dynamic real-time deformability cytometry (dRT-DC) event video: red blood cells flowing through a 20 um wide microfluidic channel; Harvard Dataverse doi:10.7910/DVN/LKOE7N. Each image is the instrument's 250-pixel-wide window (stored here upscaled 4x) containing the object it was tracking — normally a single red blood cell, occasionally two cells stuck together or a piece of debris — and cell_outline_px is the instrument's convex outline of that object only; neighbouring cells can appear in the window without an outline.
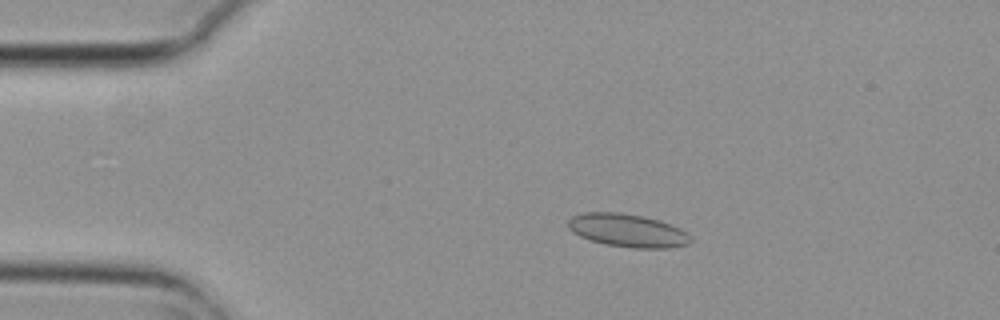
{"species": "common noctule bat (a hibernating species)", "species_latin": "Nyctalus noctula", "temperature_condition": "cold", "stored_images_in_passage": 5, "camera_frame_rate_fps": 3000, "um_per_image_px": 0.085, "animal": {"sex": "female", "body_mass_g": 29.2, "forearm_length_mm": 56.3}, "frame": {"image": 1, "passage_image": 4, "time_ms": 1.0, "image_size_px": [1000, 320], "cell_outline_px": [[692, 240], [688, 244], [668, 248], [632, 248], [604, 244], [588, 240], [572, 232], [568, 228], [568, 220], [572, 216], [584, 212], [620, 212], [644, 216], [660, 220], [680, 228]], "centroid_in_image_um": [53.3, 19.58], "position_along_channel_um": 31.7, "area_um2": 23.76}}